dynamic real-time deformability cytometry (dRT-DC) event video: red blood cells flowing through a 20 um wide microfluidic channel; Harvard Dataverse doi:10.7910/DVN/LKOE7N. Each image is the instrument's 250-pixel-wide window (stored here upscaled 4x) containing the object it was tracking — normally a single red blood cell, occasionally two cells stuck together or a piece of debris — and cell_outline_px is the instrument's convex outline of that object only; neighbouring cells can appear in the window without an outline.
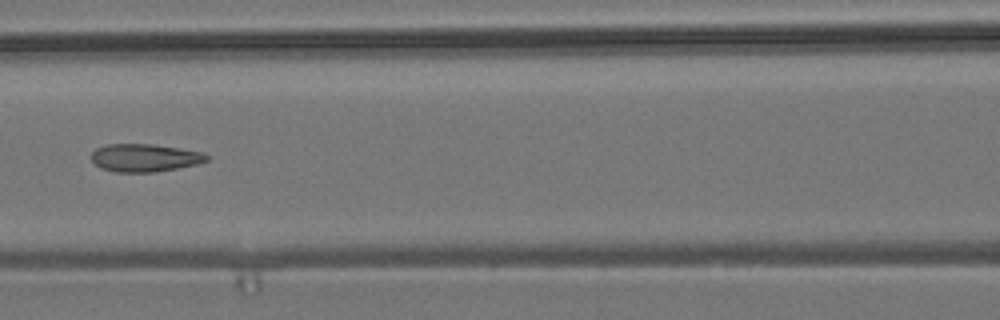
{"species": "common noctule bat (a hibernating species)", "species_latin": "Nyctalus noctula", "temperature_condition": "room temperature", "stored_images_in_passage": 7, "camera_frame_rate_fps": 3000, "um_per_image_px": 0.085, "animal": {"sex": "male", "body_mass_g": 19.2, "forearm_length_mm": 51.8}, "frame": {"image": 1, "passage_image": 7, "time_ms": 8.0, "image_size_px": [1000, 320], "cell_outline_px": [[208, 160], [196, 164], [156, 172], [116, 172], [100, 168], [92, 160], [92, 152], [96, 148], [108, 144], [152, 144], [180, 148], [204, 152], [208, 156]], "centroid_in_image_um": [12.3, 13.41], "position_along_channel_um": 154.3, "area_um2": 18.67}}